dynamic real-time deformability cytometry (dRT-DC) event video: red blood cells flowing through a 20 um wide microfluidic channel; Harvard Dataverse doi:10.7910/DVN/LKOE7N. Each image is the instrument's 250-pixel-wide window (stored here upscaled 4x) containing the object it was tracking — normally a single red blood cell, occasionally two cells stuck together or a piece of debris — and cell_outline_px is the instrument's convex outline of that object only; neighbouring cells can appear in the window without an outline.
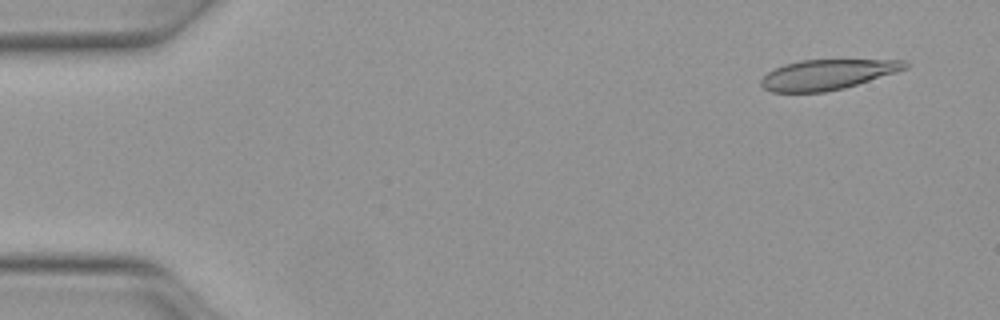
{"species": "Egyptian fruit bat (a non-hibernating species)", "species_latin": "Rousettus aegyptiacus", "temperature_condition": "warm", "stored_images_in_passage": 49, "camera_frame_rate_fps": 3000, "um_per_image_px": 0.085, "animal": {"sex": "female"}, "frame": {"image": 1, "passage_image": 3, "time_ms": 0.667, "image_size_px": [1000, 320], "cell_outline_px": [[908, 68], [896, 72], [844, 88], [824, 92], [772, 92], [764, 88], [760, 84], [760, 80], [768, 72], [784, 64], [800, 60], [904, 60], [908, 64]], "centroid_in_image_um": [70.3, 6.34], "position_along_channel_um": 14.7, "area_um2": 25.09}}
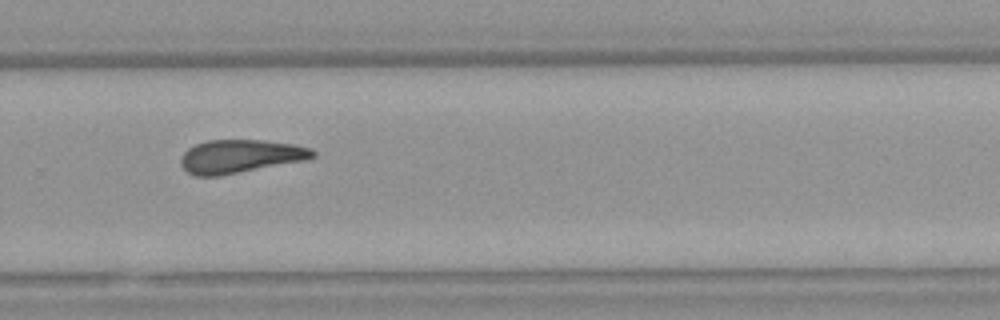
{"frame": {"image": 2, "passage_image": 33, "time_ms": 10.667, "image_size_px": [1000, 320], "cell_outline_px": [[316, 156], [308, 160], [220, 176], [196, 176], [188, 172], [180, 164], [180, 156], [188, 148], [196, 144], [208, 140], [260, 140], [292, 144], [312, 148], [316, 152]], "centroid_in_image_um": [20.44, 13.29], "position_along_channel_um": 309.4, "area_um2": 25.84}}
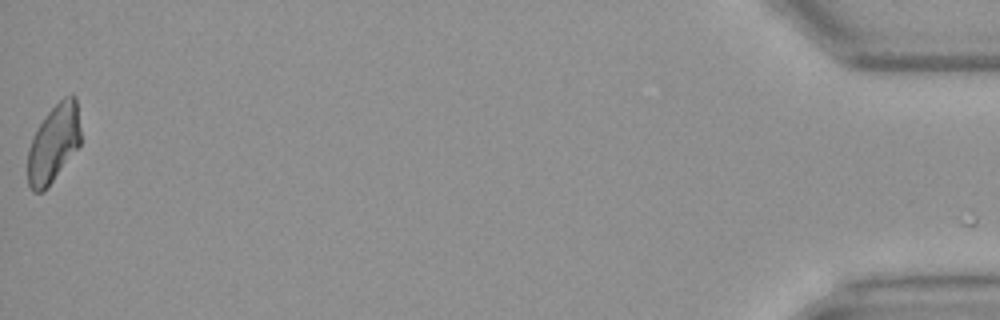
{"frame": {"image": 3, "passage_image": 49, "time_ms": 16.0, "image_size_px": [1000, 320], "cell_outline_px": [[80, 144], [48, 188], [44, 192], [32, 192], [28, 184], [28, 148], [32, 136], [48, 112], [64, 96], [72, 92], [76, 96], [80, 128]], "centroid_in_image_um": [4.55, 12.2], "position_along_channel_um": 430.6, "area_um2": 24.1}, "authors_computed_cell_mechanics": {"area_um2": 25.8366, "velocity_mm_per_s": 4.1064, "shape_relaxation_time_tau1_ms": null, "shape_relaxation_time_tau2_ms": 3.6509, "deformation_change_tau1": null, "deformation_change_tau2": 0.1248}}